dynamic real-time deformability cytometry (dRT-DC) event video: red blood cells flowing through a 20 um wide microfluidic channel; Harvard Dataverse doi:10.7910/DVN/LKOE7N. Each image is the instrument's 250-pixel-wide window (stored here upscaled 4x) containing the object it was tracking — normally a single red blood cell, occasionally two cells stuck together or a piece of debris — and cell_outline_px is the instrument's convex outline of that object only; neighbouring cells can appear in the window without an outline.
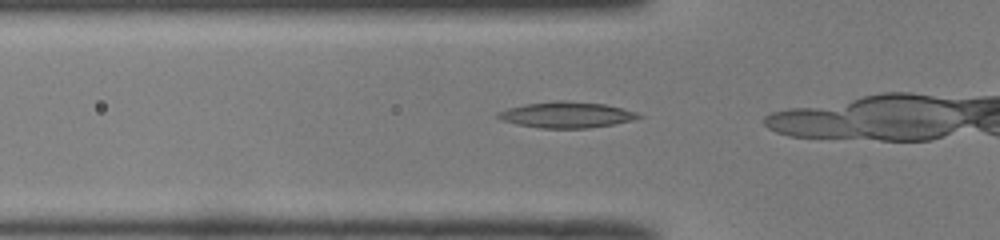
{"species": "common noctule bat (a hibernating species)", "species_latin": "Nyctalus noctula", "temperature_condition": "room temperature", "stored_images_in_passage": 4, "camera_frame_rate_fps": 3000, "um_per_image_px": 0.085, "animal": {"sex": "male", "body_mass_g": 19.0, "forearm_length_mm": 50.8}, "frame": {"image": 1, "passage_image": 2, "time_ms": 0.333, "image_size_px": [1000, 240], "cell_outline_px": [[644, 116], [612, 124], [588, 128], [540, 128], [516, 124], [500, 120], [496, 116], [496, 112], [508, 108], [524, 104], [556, 100], [564, 100], [604, 104], [636, 112]], "centroid_in_image_um": [48.06, 9.75], "position_along_channel_um": 77.7, "area_um2": 21.15}}